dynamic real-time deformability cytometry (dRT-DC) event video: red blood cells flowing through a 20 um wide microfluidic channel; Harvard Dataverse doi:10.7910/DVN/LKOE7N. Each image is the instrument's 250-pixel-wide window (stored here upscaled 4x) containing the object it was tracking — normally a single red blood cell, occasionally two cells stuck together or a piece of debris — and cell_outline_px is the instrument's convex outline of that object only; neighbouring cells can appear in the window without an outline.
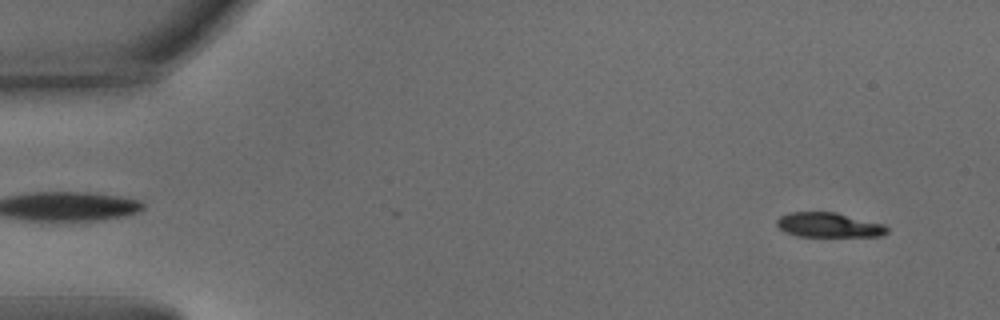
{"species": "common noctule bat (a hibernating species)", "species_latin": "Nyctalus noctula", "temperature_condition": "warm", "stored_images_in_passage": 13, "camera_frame_rate_fps": 3000, "um_per_image_px": 0.085, "animal": {"sex": "male", "body_mass_g": 15.6}, "frame": {"image": 1, "passage_image": 3, "time_ms": 0.667, "image_size_px": [1000, 320], "cell_outline_px": [[888, 232], [880, 236], [796, 236], [784, 232], [776, 224], [776, 220], [780, 216], [788, 212], [836, 212], [884, 224], [888, 228]], "centroid_in_image_um": [70.42, 19.12], "position_along_channel_um": 14.6, "area_um2": 15.9}}